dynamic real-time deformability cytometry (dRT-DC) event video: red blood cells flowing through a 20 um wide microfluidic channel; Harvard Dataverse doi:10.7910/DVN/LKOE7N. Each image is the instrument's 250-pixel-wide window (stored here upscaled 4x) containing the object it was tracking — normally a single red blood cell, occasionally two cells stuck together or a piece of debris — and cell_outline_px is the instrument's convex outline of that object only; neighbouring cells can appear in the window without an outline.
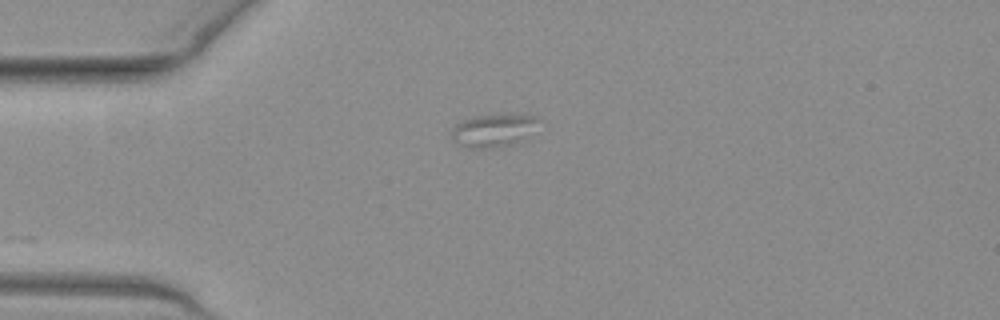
{"species": "common noctule bat (a hibernating species)", "species_latin": "Nyctalus noctula", "temperature_condition": "warm", "stored_images_in_passage": 28, "camera_frame_rate_fps": 3000, "um_per_image_px": 0.085, "animal": {"sex": "female", "body_mass_g": 19.3, "forearm_length_mm": 54.1}, "frame": {"image": 1, "passage_image": 1, "time_ms": 0.0, "image_size_px": [1000, 320], "cell_outline_px": [[544, 120], [508, 144], [488, 148], [468, 148], [452, 140], [452, 128], [456, 124], [464, 120], [476, 116], [496, 112], [512, 112], [536, 116]], "centroid_in_image_um": [41.9, 10.99], "position_along_channel_um": 43.1, "area_um2": 16.53}}
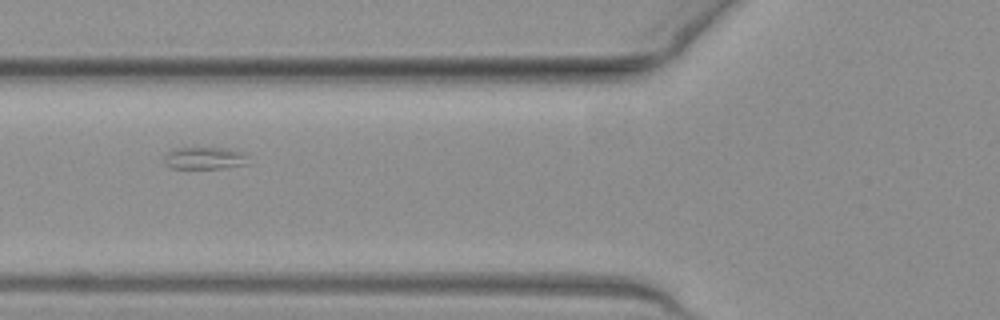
{"frame": {"image": 2, "passage_image": 8, "time_ms": 2.333, "image_size_px": [1000, 320], "cell_outline_px": [[248, 164], [224, 168], [172, 168], [164, 164], [164, 156], [172, 148], [228, 148], [244, 152], [248, 156]], "centroid_in_image_um": [17.41, 13.44], "position_along_channel_um": 108.4, "area_um2": 11.04}}